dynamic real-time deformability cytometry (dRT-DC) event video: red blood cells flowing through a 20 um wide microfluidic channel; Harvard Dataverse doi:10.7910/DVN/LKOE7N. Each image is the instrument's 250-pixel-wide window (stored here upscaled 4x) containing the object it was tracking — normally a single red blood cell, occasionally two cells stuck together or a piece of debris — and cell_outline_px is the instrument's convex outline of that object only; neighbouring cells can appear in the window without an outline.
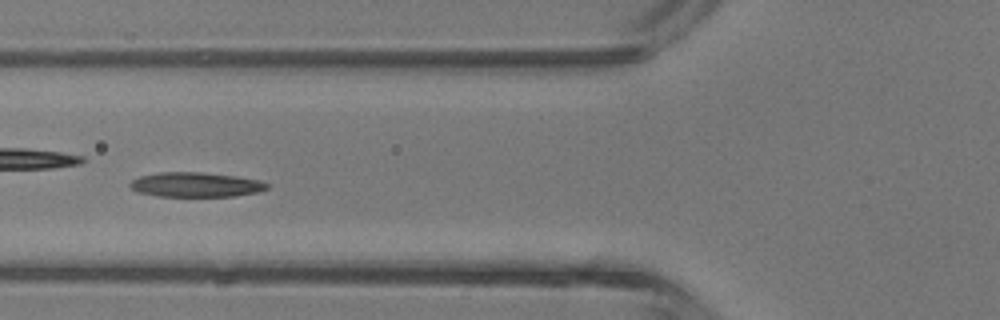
{"species": "common noctule bat (a hibernating species)", "species_latin": "Nyctalus noctula", "temperature_condition": "room temperature", "stored_images_in_passage": 33, "camera_frame_rate_fps": 3000, "um_per_image_px": 0.085, "animal": {"sex": "male", "body_mass_g": 13.3}, "frame": {"image": 1, "passage_image": 6, "time_ms": 1.667, "image_size_px": [1000, 320], "cell_outline_px": [[268, 188], [260, 192], [236, 196], [156, 196], [136, 192], [128, 184], [132, 180], [140, 176], [160, 172], [200, 172], [236, 176], [260, 180], [268, 184]], "centroid_in_image_um": [16.64, 15.7], "position_along_channel_um": 109.2, "area_um2": 19.77}}
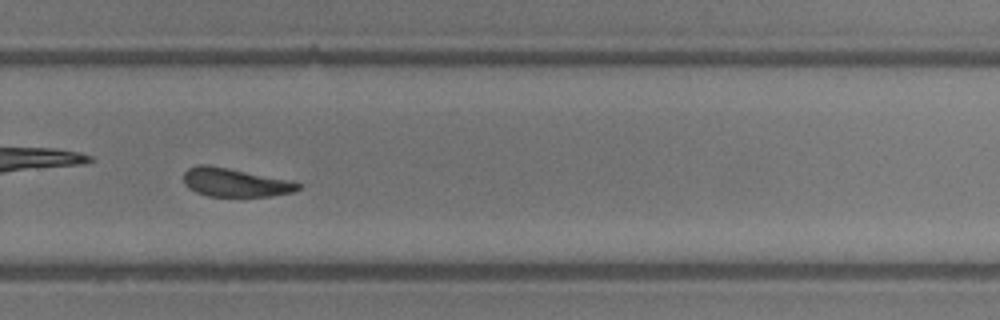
{"frame": {"image": 2, "passage_image": 19, "time_ms": 6.0, "image_size_px": [1000, 320], "cell_outline_px": [[304, 184], [300, 188], [292, 192], [268, 196], [208, 196], [196, 192], [188, 188], [184, 184], [184, 172], [188, 168], [196, 164], [208, 164], [292, 180]], "centroid_in_image_um": [19.98, 15.49], "position_along_channel_um": 309.8, "area_um2": 19.25}, "authors_computed_cell_mechanics": {"area_um2": 19.7098, "velocity_mm_per_s": 4.6428, "shape_relaxation_time_tau1_ms": 4.3379, "shape_relaxation_time_tau2_ms": 2.1756, "deformation_change_tau1": 0.1621, "deformation_change_tau2": 0.1033}}